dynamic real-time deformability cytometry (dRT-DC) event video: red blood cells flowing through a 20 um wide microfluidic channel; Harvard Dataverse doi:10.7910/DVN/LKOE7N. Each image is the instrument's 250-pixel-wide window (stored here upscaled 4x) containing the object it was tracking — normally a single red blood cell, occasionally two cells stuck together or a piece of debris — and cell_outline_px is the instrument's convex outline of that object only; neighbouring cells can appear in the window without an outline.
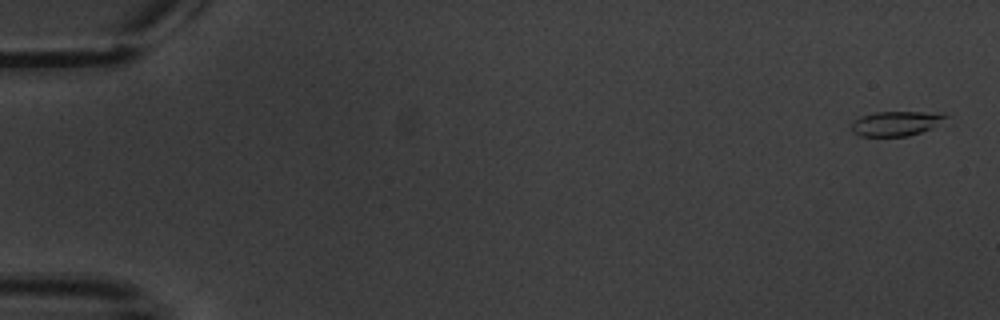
{"species": "common noctule bat (a hibernating species)", "species_latin": "Nyctalus noctula", "temperature_condition": "warm", "stored_images_in_passage": 5, "camera_frame_rate_fps": 3000, "um_per_image_px": 0.085, "animal": {"sex": "male", "body_mass_g": 20.1, "forearm_length_mm": 53.5}, "frame": {"image": 1, "passage_image": 1, "time_ms": 0.0, "image_size_px": [1000, 320], "cell_outline_px": [[948, 116], [932, 128], [908, 136], [860, 136], [852, 132], [852, 120], [860, 116], [876, 112], [924, 112]], "centroid_in_image_um": [76.06, 10.5], "position_along_channel_um": 8.9, "area_um2": 13.29}}
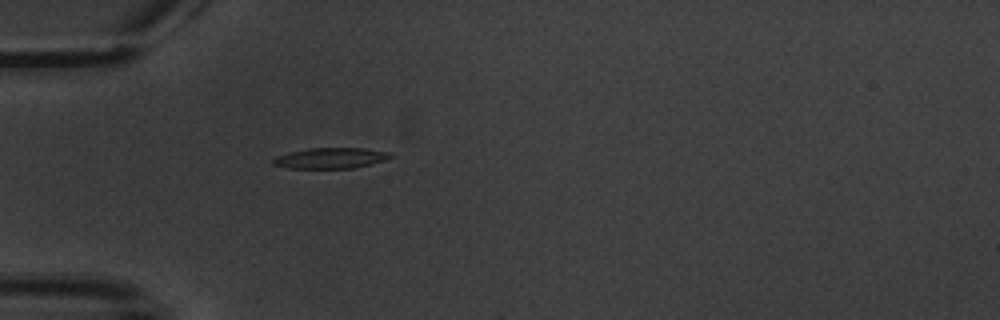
{"frame": {"image": 2, "passage_image": 5, "time_ms": 5.667, "image_size_px": [1000, 320], "cell_outline_px": [[392, 156], [384, 160], [372, 164], [352, 168], [288, 168], [272, 164], [272, 160], [276, 156], [288, 152], [308, 148], [364, 148], [388, 152]], "centroid_in_image_um": [28.06, 13.43], "position_along_channel_um": 56.9, "area_um2": 14.1}}